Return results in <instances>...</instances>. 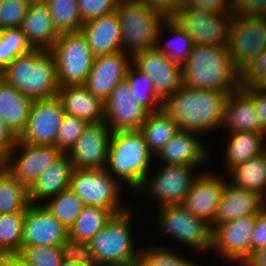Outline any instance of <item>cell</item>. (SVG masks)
Wrapping results in <instances>:
<instances>
[{
    "label": "cell",
    "mask_w": 266,
    "mask_h": 266,
    "mask_svg": "<svg viewBox=\"0 0 266 266\" xmlns=\"http://www.w3.org/2000/svg\"><path fill=\"white\" fill-rule=\"evenodd\" d=\"M228 95L226 91L196 90L182 85L162 107L177 122L179 130L199 133L224 124Z\"/></svg>",
    "instance_id": "1"
},
{
    "label": "cell",
    "mask_w": 266,
    "mask_h": 266,
    "mask_svg": "<svg viewBox=\"0 0 266 266\" xmlns=\"http://www.w3.org/2000/svg\"><path fill=\"white\" fill-rule=\"evenodd\" d=\"M182 81L191 89L231 93L241 87V73L233 65L228 47L195 44L182 66Z\"/></svg>",
    "instance_id": "2"
},
{
    "label": "cell",
    "mask_w": 266,
    "mask_h": 266,
    "mask_svg": "<svg viewBox=\"0 0 266 266\" xmlns=\"http://www.w3.org/2000/svg\"><path fill=\"white\" fill-rule=\"evenodd\" d=\"M0 77L32 100L57 96L60 89L55 59L49 50L32 49L18 56Z\"/></svg>",
    "instance_id": "3"
},
{
    "label": "cell",
    "mask_w": 266,
    "mask_h": 266,
    "mask_svg": "<svg viewBox=\"0 0 266 266\" xmlns=\"http://www.w3.org/2000/svg\"><path fill=\"white\" fill-rule=\"evenodd\" d=\"M150 155L140 130L111 132L105 169L113 178L122 179L137 193L148 178Z\"/></svg>",
    "instance_id": "4"
},
{
    "label": "cell",
    "mask_w": 266,
    "mask_h": 266,
    "mask_svg": "<svg viewBox=\"0 0 266 266\" xmlns=\"http://www.w3.org/2000/svg\"><path fill=\"white\" fill-rule=\"evenodd\" d=\"M121 28V50L126 45L133 57L155 48L158 33L168 15L140 0H121L116 9Z\"/></svg>",
    "instance_id": "5"
},
{
    "label": "cell",
    "mask_w": 266,
    "mask_h": 266,
    "mask_svg": "<svg viewBox=\"0 0 266 266\" xmlns=\"http://www.w3.org/2000/svg\"><path fill=\"white\" fill-rule=\"evenodd\" d=\"M130 211L113 215L88 242L97 266H138L140 253L133 246Z\"/></svg>",
    "instance_id": "6"
},
{
    "label": "cell",
    "mask_w": 266,
    "mask_h": 266,
    "mask_svg": "<svg viewBox=\"0 0 266 266\" xmlns=\"http://www.w3.org/2000/svg\"><path fill=\"white\" fill-rule=\"evenodd\" d=\"M49 51L55 59L60 87L85 83L95 56L81 30L61 33Z\"/></svg>",
    "instance_id": "7"
},
{
    "label": "cell",
    "mask_w": 266,
    "mask_h": 266,
    "mask_svg": "<svg viewBox=\"0 0 266 266\" xmlns=\"http://www.w3.org/2000/svg\"><path fill=\"white\" fill-rule=\"evenodd\" d=\"M115 179L106 169H74L69 189L84 206L100 207L117 215L128 208L120 204V189Z\"/></svg>",
    "instance_id": "8"
},
{
    "label": "cell",
    "mask_w": 266,
    "mask_h": 266,
    "mask_svg": "<svg viewBox=\"0 0 266 266\" xmlns=\"http://www.w3.org/2000/svg\"><path fill=\"white\" fill-rule=\"evenodd\" d=\"M266 49V17L233 14L229 27V56L242 73Z\"/></svg>",
    "instance_id": "9"
},
{
    "label": "cell",
    "mask_w": 266,
    "mask_h": 266,
    "mask_svg": "<svg viewBox=\"0 0 266 266\" xmlns=\"http://www.w3.org/2000/svg\"><path fill=\"white\" fill-rule=\"evenodd\" d=\"M196 45L226 46L233 14L211 13L195 8H179L171 16Z\"/></svg>",
    "instance_id": "10"
},
{
    "label": "cell",
    "mask_w": 266,
    "mask_h": 266,
    "mask_svg": "<svg viewBox=\"0 0 266 266\" xmlns=\"http://www.w3.org/2000/svg\"><path fill=\"white\" fill-rule=\"evenodd\" d=\"M160 224L176 240L195 250H211L213 229L211 225L195 216L181 205L160 207Z\"/></svg>",
    "instance_id": "11"
},
{
    "label": "cell",
    "mask_w": 266,
    "mask_h": 266,
    "mask_svg": "<svg viewBox=\"0 0 266 266\" xmlns=\"http://www.w3.org/2000/svg\"><path fill=\"white\" fill-rule=\"evenodd\" d=\"M65 112L57 96L33 100L26 127L18 141L55 146Z\"/></svg>",
    "instance_id": "12"
},
{
    "label": "cell",
    "mask_w": 266,
    "mask_h": 266,
    "mask_svg": "<svg viewBox=\"0 0 266 266\" xmlns=\"http://www.w3.org/2000/svg\"><path fill=\"white\" fill-rule=\"evenodd\" d=\"M255 215L241 217L213 228L212 248L228 261L241 264L251 258V235L254 230Z\"/></svg>",
    "instance_id": "13"
},
{
    "label": "cell",
    "mask_w": 266,
    "mask_h": 266,
    "mask_svg": "<svg viewBox=\"0 0 266 266\" xmlns=\"http://www.w3.org/2000/svg\"><path fill=\"white\" fill-rule=\"evenodd\" d=\"M193 167L181 164H165L152 181L146 179L138 194L152 193V196L159 199L160 207L167 205H181L192 187L193 182L197 178L192 175ZM149 183V185H148Z\"/></svg>",
    "instance_id": "14"
},
{
    "label": "cell",
    "mask_w": 266,
    "mask_h": 266,
    "mask_svg": "<svg viewBox=\"0 0 266 266\" xmlns=\"http://www.w3.org/2000/svg\"><path fill=\"white\" fill-rule=\"evenodd\" d=\"M131 60L151 78L156 95L164 102L183 85L182 67L156 48L135 54Z\"/></svg>",
    "instance_id": "15"
},
{
    "label": "cell",
    "mask_w": 266,
    "mask_h": 266,
    "mask_svg": "<svg viewBox=\"0 0 266 266\" xmlns=\"http://www.w3.org/2000/svg\"><path fill=\"white\" fill-rule=\"evenodd\" d=\"M16 147H21L22 152L15 160L13 157ZM61 154L55 146L31 145L17 140L6 157V169L18 182L29 188Z\"/></svg>",
    "instance_id": "16"
},
{
    "label": "cell",
    "mask_w": 266,
    "mask_h": 266,
    "mask_svg": "<svg viewBox=\"0 0 266 266\" xmlns=\"http://www.w3.org/2000/svg\"><path fill=\"white\" fill-rule=\"evenodd\" d=\"M149 113L137 100H132L126 79L117 84L104 102L105 122L108 124L110 120L111 132L139 130Z\"/></svg>",
    "instance_id": "17"
},
{
    "label": "cell",
    "mask_w": 266,
    "mask_h": 266,
    "mask_svg": "<svg viewBox=\"0 0 266 266\" xmlns=\"http://www.w3.org/2000/svg\"><path fill=\"white\" fill-rule=\"evenodd\" d=\"M106 122L89 123L68 154L74 169H105L111 135Z\"/></svg>",
    "instance_id": "18"
},
{
    "label": "cell",
    "mask_w": 266,
    "mask_h": 266,
    "mask_svg": "<svg viewBox=\"0 0 266 266\" xmlns=\"http://www.w3.org/2000/svg\"><path fill=\"white\" fill-rule=\"evenodd\" d=\"M69 239V229L62 225L43 204H29L26 209L22 247L62 245Z\"/></svg>",
    "instance_id": "19"
},
{
    "label": "cell",
    "mask_w": 266,
    "mask_h": 266,
    "mask_svg": "<svg viewBox=\"0 0 266 266\" xmlns=\"http://www.w3.org/2000/svg\"><path fill=\"white\" fill-rule=\"evenodd\" d=\"M125 51L95 57L92 70L83 84L103 102L110 96L117 84L125 80L129 67Z\"/></svg>",
    "instance_id": "20"
},
{
    "label": "cell",
    "mask_w": 266,
    "mask_h": 266,
    "mask_svg": "<svg viewBox=\"0 0 266 266\" xmlns=\"http://www.w3.org/2000/svg\"><path fill=\"white\" fill-rule=\"evenodd\" d=\"M225 185V180L222 181L220 177L213 174H199L182 205L193 216L212 225L217 215Z\"/></svg>",
    "instance_id": "21"
},
{
    "label": "cell",
    "mask_w": 266,
    "mask_h": 266,
    "mask_svg": "<svg viewBox=\"0 0 266 266\" xmlns=\"http://www.w3.org/2000/svg\"><path fill=\"white\" fill-rule=\"evenodd\" d=\"M266 206V199L260 194L227 184L223 191L217 215L212 229L219 224L226 223L241 217L255 215Z\"/></svg>",
    "instance_id": "22"
},
{
    "label": "cell",
    "mask_w": 266,
    "mask_h": 266,
    "mask_svg": "<svg viewBox=\"0 0 266 266\" xmlns=\"http://www.w3.org/2000/svg\"><path fill=\"white\" fill-rule=\"evenodd\" d=\"M81 31L95 57L122 51L117 11L83 23Z\"/></svg>",
    "instance_id": "23"
},
{
    "label": "cell",
    "mask_w": 266,
    "mask_h": 266,
    "mask_svg": "<svg viewBox=\"0 0 266 266\" xmlns=\"http://www.w3.org/2000/svg\"><path fill=\"white\" fill-rule=\"evenodd\" d=\"M57 97L65 114L79 117L88 123L105 122L104 102L83 84L62 86Z\"/></svg>",
    "instance_id": "24"
},
{
    "label": "cell",
    "mask_w": 266,
    "mask_h": 266,
    "mask_svg": "<svg viewBox=\"0 0 266 266\" xmlns=\"http://www.w3.org/2000/svg\"><path fill=\"white\" fill-rule=\"evenodd\" d=\"M73 164L68 153H62L28 188L31 204L49 199L70 188Z\"/></svg>",
    "instance_id": "25"
},
{
    "label": "cell",
    "mask_w": 266,
    "mask_h": 266,
    "mask_svg": "<svg viewBox=\"0 0 266 266\" xmlns=\"http://www.w3.org/2000/svg\"><path fill=\"white\" fill-rule=\"evenodd\" d=\"M223 125L229 128V133H265L260 125L253 98L242 87L229 93L225 104Z\"/></svg>",
    "instance_id": "26"
},
{
    "label": "cell",
    "mask_w": 266,
    "mask_h": 266,
    "mask_svg": "<svg viewBox=\"0 0 266 266\" xmlns=\"http://www.w3.org/2000/svg\"><path fill=\"white\" fill-rule=\"evenodd\" d=\"M20 28L33 49L50 50L60 36L48 4H30Z\"/></svg>",
    "instance_id": "27"
},
{
    "label": "cell",
    "mask_w": 266,
    "mask_h": 266,
    "mask_svg": "<svg viewBox=\"0 0 266 266\" xmlns=\"http://www.w3.org/2000/svg\"><path fill=\"white\" fill-rule=\"evenodd\" d=\"M32 102L0 77V117L17 138L26 127Z\"/></svg>",
    "instance_id": "28"
},
{
    "label": "cell",
    "mask_w": 266,
    "mask_h": 266,
    "mask_svg": "<svg viewBox=\"0 0 266 266\" xmlns=\"http://www.w3.org/2000/svg\"><path fill=\"white\" fill-rule=\"evenodd\" d=\"M193 134L197 133L179 130L156 155L166 164L197 166L206 160L208 153Z\"/></svg>",
    "instance_id": "29"
},
{
    "label": "cell",
    "mask_w": 266,
    "mask_h": 266,
    "mask_svg": "<svg viewBox=\"0 0 266 266\" xmlns=\"http://www.w3.org/2000/svg\"><path fill=\"white\" fill-rule=\"evenodd\" d=\"M266 133L260 132H233L231 133L225 154V163L229 172L247 162L251 158L264 153L263 140Z\"/></svg>",
    "instance_id": "30"
},
{
    "label": "cell",
    "mask_w": 266,
    "mask_h": 266,
    "mask_svg": "<svg viewBox=\"0 0 266 266\" xmlns=\"http://www.w3.org/2000/svg\"><path fill=\"white\" fill-rule=\"evenodd\" d=\"M144 136L147 147L152 154L159 151L179 131L177 122L162 107L160 110L149 113L146 121L139 129ZM154 151V152H153Z\"/></svg>",
    "instance_id": "31"
},
{
    "label": "cell",
    "mask_w": 266,
    "mask_h": 266,
    "mask_svg": "<svg viewBox=\"0 0 266 266\" xmlns=\"http://www.w3.org/2000/svg\"><path fill=\"white\" fill-rule=\"evenodd\" d=\"M232 184L241 189L254 191L265 198L266 154L251 158L231 170Z\"/></svg>",
    "instance_id": "32"
},
{
    "label": "cell",
    "mask_w": 266,
    "mask_h": 266,
    "mask_svg": "<svg viewBox=\"0 0 266 266\" xmlns=\"http://www.w3.org/2000/svg\"><path fill=\"white\" fill-rule=\"evenodd\" d=\"M113 214L100 207L84 206L80 215L69 228V238L75 241L89 242L106 223Z\"/></svg>",
    "instance_id": "33"
},
{
    "label": "cell",
    "mask_w": 266,
    "mask_h": 266,
    "mask_svg": "<svg viewBox=\"0 0 266 266\" xmlns=\"http://www.w3.org/2000/svg\"><path fill=\"white\" fill-rule=\"evenodd\" d=\"M28 188L5 168L0 171V215L26 211Z\"/></svg>",
    "instance_id": "34"
},
{
    "label": "cell",
    "mask_w": 266,
    "mask_h": 266,
    "mask_svg": "<svg viewBox=\"0 0 266 266\" xmlns=\"http://www.w3.org/2000/svg\"><path fill=\"white\" fill-rule=\"evenodd\" d=\"M163 26H166V29H170L171 36L170 38L174 43H179L178 45L174 44L172 41V45L167 41L168 43L165 45L160 44L159 38L161 37V30H159L157 43L155 48L162 52L165 56H167L170 60L173 62L179 64L181 67L185 64L188 57L190 56L191 51L194 48L195 43L193 42V39L189 36V34L183 30L171 17H168V19L165 21V24ZM162 45V46H161ZM176 45V46H175ZM161 46V47H160ZM178 46V47H177Z\"/></svg>",
    "instance_id": "35"
},
{
    "label": "cell",
    "mask_w": 266,
    "mask_h": 266,
    "mask_svg": "<svg viewBox=\"0 0 266 266\" xmlns=\"http://www.w3.org/2000/svg\"><path fill=\"white\" fill-rule=\"evenodd\" d=\"M125 79L129 83L132 100H137L150 113L162 108L163 101L156 95L148 74L140 71L133 64V67H129Z\"/></svg>",
    "instance_id": "36"
},
{
    "label": "cell",
    "mask_w": 266,
    "mask_h": 266,
    "mask_svg": "<svg viewBox=\"0 0 266 266\" xmlns=\"http://www.w3.org/2000/svg\"><path fill=\"white\" fill-rule=\"evenodd\" d=\"M52 198L50 202L43 205L62 225L69 229L82 212L83 201L70 189L62 191Z\"/></svg>",
    "instance_id": "37"
},
{
    "label": "cell",
    "mask_w": 266,
    "mask_h": 266,
    "mask_svg": "<svg viewBox=\"0 0 266 266\" xmlns=\"http://www.w3.org/2000/svg\"><path fill=\"white\" fill-rule=\"evenodd\" d=\"M26 211L0 215V250L19 254Z\"/></svg>",
    "instance_id": "38"
},
{
    "label": "cell",
    "mask_w": 266,
    "mask_h": 266,
    "mask_svg": "<svg viewBox=\"0 0 266 266\" xmlns=\"http://www.w3.org/2000/svg\"><path fill=\"white\" fill-rule=\"evenodd\" d=\"M20 27L0 30V74L18 57L32 50Z\"/></svg>",
    "instance_id": "39"
},
{
    "label": "cell",
    "mask_w": 266,
    "mask_h": 266,
    "mask_svg": "<svg viewBox=\"0 0 266 266\" xmlns=\"http://www.w3.org/2000/svg\"><path fill=\"white\" fill-rule=\"evenodd\" d=\"M48 7L56 30L61 33L80 31L82 20L78 0H48Z\"/></svg>",
    "instance_id": "40"
},
{
    "label": "cell",
    "mask_w": 266,
    "mask_h": 266,
    "mask_svg": "<svg viewBox=\"0 0 266 266\" xmlns=\"http://www.w3.org/2000/svg\"><path fill=\"white\" fill-rule=\"evenodd\" d=\"M30 266H63L62 245L22 247L19 253Z\"/></svg>",
    "instance_id": "41"
},
{
    "label": "cell",
    "mask_w": 266,
    "mask_h": 266,
    "mask_svg": "<svg viewBox=\"0 0 266 266\" xmlns=\"http://www.w3.org/2000/svg\"><path fill=\"white\" fill-rule=\"evenodd\" d=\"M88 124L84 119L65 114L57 133L55 147L62 153H69Z\"/></svg>",
    "instance_id": "42"
},
{
    "label": "cell",
    "mask_w": 266,
    "mask_h": 266,
    "mask_svg": "<svg viewBox=\"0 0 266 266\" xmlns=\"http://www.w3.org/2000/svg\"><path fill=\"white\" fill-rule=\"evenodd\" d=\"M138 266H198L174 251L165 248L152 247L140 252Z\"/></svg>",
    "instance_id": "43"
},
{
    "label": "cell",
    "mask_w": 266,
    "mask_h": 266,
    "mask_svg": "<svg viewBox=\"0 0 266 266\" xmlns=\"http://www.w3.org/2000/svg\"><path fill=\"white\" fill-rule=\"evenodd\" d=\"M30 4L29 0H2L1 29L21 27Z\"/></svg>",
    "instance_id": "44"
},
{
    "label": "cell",
    "mask_w": 266,
    "mask_h": 266,
    "mask_svg": "<svg viewBox=\"0 0 266 266\" xmlns=\"http://www.w3.org/2000/svg\"><path fill=\"white\" fill-rule=\"evenodd\" d=\"M121 0H78L82 23L116 11Z\"/></svg>",
    "instance_id": "45"
},
{
    "label": "cell",
    "mask_w": 266,
    "mask_h": 266,
    "mask_svg": "<svg viewBox=\"0 0 266 266\" xmlns=\"http://www.w3.org/2000/svg\"><path fill=\"white\" fill-rule=\"evenodd\" d=\"M266 87V49L241 73V87Z\"/></svg>",
    "instance_id": "46"
},
{
    "label": "cell",
    "mask_w": 266,
    "mask_h": 266,
    "mask_svg": "<svg viewBox=\"0 0 266 266\" xmlns=\"http://www.w3.org/2000/svg\"><path fill=\"white\" fill-rule=\"evenodd\" d=\"M62 254L64 261H76L87 266H97L88 242L75 241L69 238L62 244Z\"/></svg>",
    "instance_id": "47"
},
{
    "label": "cell",
    "mask_w": 266,
    "mask_h": 266,
    "mask_svg": "<svg viewBox=\"0 0 266 266\" xmlns=\"http://www.w3.org/2000/svg\"><path fill=\"white\" fill-rule=\"evenodd\" d=\"M179 8H195L218 14H234L232 0H182Z\"/></svg>",
    "instance_id": "48"
},
{
    "label": "cell",
    "mask_w": 266,
    "mask_h": 266,
    "mask_svg": "<svg viewBox=\"0 0 266 266\" xmlns=\"http://www.w3.org/2000/svg\"><path fill=\"white\" fill-rule=\"evenodd\" d=\"M233 13L244 16L266 17V0H234Z\"/></svg>",
    "instance_id": "49"
},
{
    "label": "cell",
    "mask_w": 266,
    "mask_h": 266,
    "mask_svg": "<svg viewBox=\"0 0 266 266\" xmlns=\"http://www.w3.org/2000/svg\"><path fill=\"white\" fill-rule=\"evenodd\" d=\"M266 246V206L257 213L251 235V257L254 252Z\"/></svg>",
    "instance_id": "50"
},
{
    "label": "cell",
    "mask_w": 266,
    "mask_h": 266,
    "mask_svg": "<svg viewBox=\"0 0 266 266\" xmlns=\"http://www.w3.org/2000/svg\"><path fill=\"white\" fill-rule=\"evenodd\" d=\"M242 88L253 98L260 125L266 133V87L244 86Z\"/></svg>",
    "instance_id": "51"
},
{
    "label": "cell",
    "mask_w": 266,
    "mask_h": 266,
    "mask_svg": "<svg viewBox=\"0 0 266 266\" xmlns=\"http://www.w3.org/2000/svg\"><path fill=\"white\" fill-rule=\"evenodd\" d=\"M18 138L7 127L4 120L0 117V151L7 157L14 148Z\"/></svg>",
    "instance_id": "52"
},
{
    "label": "cell",
    "mask_w": 266,
    "mask_h": 266,
    "mask_svg": "<svg viewBox=\"0 0 266 266\" xmlns=\"http://www.w3.org/2000/svg\"><path fill=\"white\" fill-rule=\"evenodd\" d=\"M166 13L169 17L179 9L182 0H140Z\"/></svg>",
    "instance_id": "53"
},
{
    "label": "cell",
    "mask_w": 266,
    "mask_h": 266,
    "mask_svg": "<svg viewBox=\"0 0 266 266\" xmlns=\"http://www.w3.org/2000/svg\"><path fill=\"white\" fill-rule=\"evenodd\" d=\"M4 266H30L20 254H11Z\"/></svg>",
    "instance_id": "54"
},
{
    "label": "cell",
    "mask_w": 266,
    "mask_h": 266,
    "mask_svg": "<svg viewBox=\"0 0 266 266\" xmlns=\"http://www.w3.org/2000/svg\"><path fill=\"white\" fill-rule=\"evenodd\" d=\"M251 259L258 265L266 266V246L254 252Z\"/></svg>",
    "instance_id": "55"
},
{
    "label": "cell",
    "mask_w": 266,
    "mask_h": 266,
    "mask_svg": "<svg viewBox=\"0 0 266 266\" xmlns=\"http://www.w3.org/2000/svg\"><path fill=\"white\" fill-rule=\"evenodd\" d=\"M10 255H11V253L0 250V266L5 265V262Z\"/></svg>",
    "instance_id": "56"
},
{
    "label": "cell",
    "mask_w": 266,
    "mask_h": 266,
    "mask_svg": "<svg viewBox=\"0 0 266 266\" xmlns=\"http://www.w3.org/2000/svg\"><path fill=\"white\" fill-rule=\"evenodd\" d=\"M6 168V156L0 151V171Z\"/></svg>",
    "instance_id": "57"
},
{
    "label": "cell",
    "mask_w": 266,
    "mask_h": 266,
    "mask_svg": "<svg viewBox=\"0 0 266 266\" xmlns=\"http://www.w3.org/2000/svg\"><path fill=\"white\" fill-rule=\"evenodd\" d=\"M63 266H87V265L76 261H64Z\"/></svg>",
    "instance_id": "58"
},
{
    "label": "cell",
    "mask_w": 266,
    "mask_h": 266,
    "mask_svg": "<svg viewBox=\"0 0 266 266\" xmlns=\"http://www.w3.org/2000/svg\"><path fill=\"white\" fill-rule=\"evenodd\" d=\"M241 266H262V265H258V264H256V263L250 258V259L244 260V261L241 263Z\"/></svg>",
    "instance_id": "59"
},
{
    "label": "cell",
    "mask_w": 266,
    "mask_h": 266,
    "mask_svg": "<svg viewBox=\"0 0 266 266\" xmlns=\"http://www.w3.org/2000/svg\"><path fill=\"white\" fill-rule=\"evenodd\" d=\"M31 4H47L48 0H29Z\"/></svg>",
    "instance_id": "60"
},
{
    "label": "cell",
    "mask_w": 266,
    "mask_h": 266,
    "mask_svg": "<svg viewBox=\"0 0 266 266\" xmlns=\"http://www.w3.org/2000/svg\"><path fill=\"white\" fill-rule=\"evenodd\" d=\"M1 8H2V0H0V12H1ZM0 30H1V21H0Z\"/></svg>",
    "instance_id": "61"
}]
</instances>
